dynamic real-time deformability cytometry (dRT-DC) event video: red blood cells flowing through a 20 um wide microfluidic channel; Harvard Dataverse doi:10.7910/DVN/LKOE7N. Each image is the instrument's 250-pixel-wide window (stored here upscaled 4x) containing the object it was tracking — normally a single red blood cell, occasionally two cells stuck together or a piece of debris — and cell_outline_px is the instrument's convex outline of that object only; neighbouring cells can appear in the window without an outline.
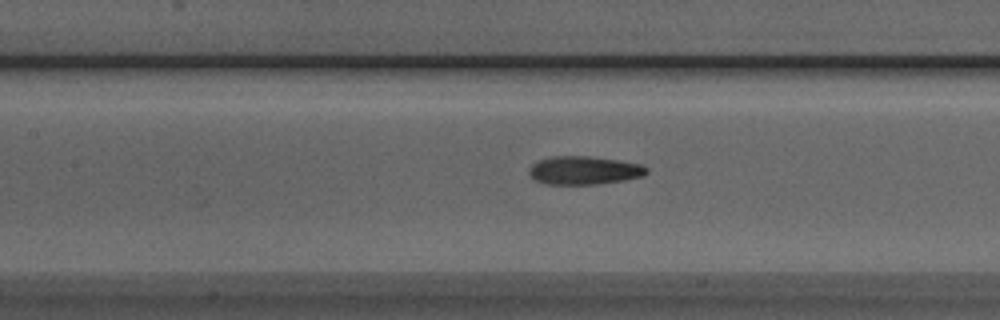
{"species": "Egyptian fruit bat (a non-hibernating species)", "species_latin": "Rousettus aegyptiacus", "temperature_condition": "room temperature", "stored_images_in_passage": 45, "camera_frame_rate_fps": 3000, "um_per_image_px": 0.085, "animal": {"sex": "male"}, "frame": {"image": 1, "passage_image": 22, "time_ms": 7.0, "image_size_px": [1000, 320], "cell_outline_px": [[648, 172], [644, 176], [624, 180], [596, 184], [544, 184], [532, 180], [528, 172], [528, 168], [532, 164], [540, 160], [552, 156], [588, 156], [616, 160], [640, 164], [648, 168]], "centroid_in_image_um": [49.6, 14.49], "position_along_channel_um": 157.8, "area_um2": 19.48}}
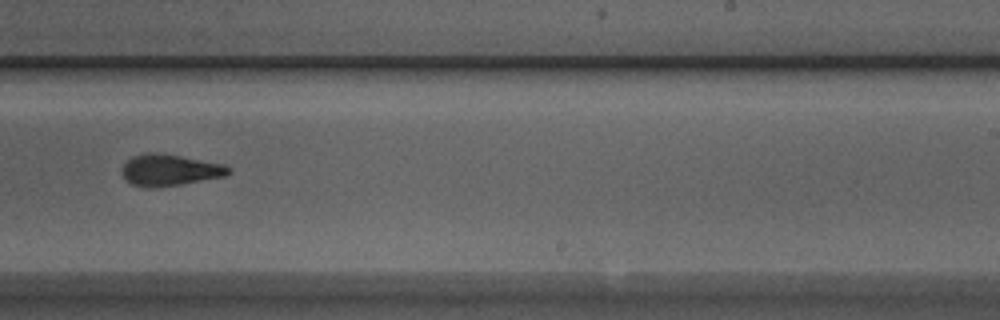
{"frame": {"image": 2, "passage_image": 31, "time_ms": 10.0, "image_size_px": [1000, 320], "cell_outline_px": [[232, 172], [224, 176], [180, 184], [152, 188], [148, 188], [132, 184], [120, 172], [120, 168], [132, 156], [148, 152], [152, 152], [180, 156], [224, 164]], "centroid_in_image_um": [14.39, 14.45], "position_along_channel_um": 274.6, "area_um2": 19.31}}
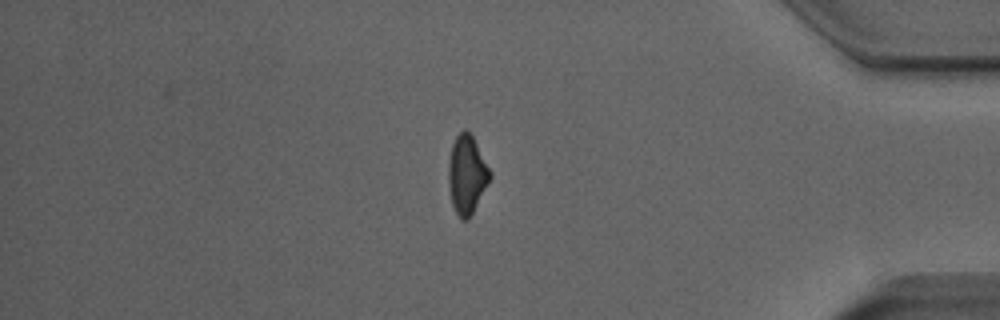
{"frame": {"image": 3, "passage_image": 43, "time_ms": 14.0, "image_size_px": [1000, 320], "cell_outline_px": [[492, 176], [468, 220], [464, 220], [456, 212], [452, 204], [448, 188], [448, 164], [452, 144], [456, 136], [464, 128], [472, 136]], "centroid_in_image_um": [39.65, 14.84], "position_along_channel_um": 395.6, "area_um2": 18.55}, "authors_computed_cell_mechanics": {"area_um2": 19.3052, "velocity_mm_per_s": 3.9036, "shape_relaxation_time_tau1_ms": 4.4362, "shape_relaxation_time_tau2_ms": 2.419, "deformation_change_tau1": 0.1637, "deformation_change_tau2": 0.1082}}